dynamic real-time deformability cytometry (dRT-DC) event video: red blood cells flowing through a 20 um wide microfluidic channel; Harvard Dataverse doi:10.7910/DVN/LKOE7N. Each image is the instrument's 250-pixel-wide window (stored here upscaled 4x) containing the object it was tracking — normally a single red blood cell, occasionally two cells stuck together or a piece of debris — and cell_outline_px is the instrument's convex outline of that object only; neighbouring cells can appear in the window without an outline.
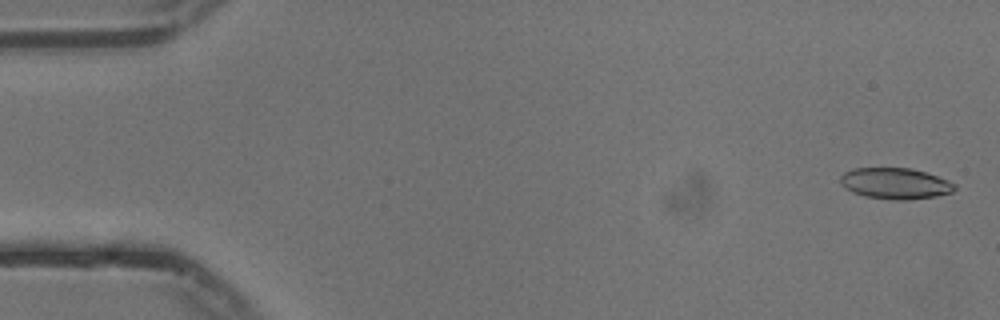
{"species": "common noctule bat (a hibernating species)", "species_latin": "Nyctalus noctula", "temperature_condition": "cold", "stored_images_in_passage": 55, "camera_frame_rate_fps": 3000, "um_per_image_px": 0.085, "animal": {"sex": "male", "body_mass_g": 13.3}, "frame": {"image": 1, "passage_image": 2, "time_ms": 0.333, "image_size_px": [1000, 320], "cell_outline_px": [[956, 188], [952, 192], [936, 196], [908, 200], [896, 200], [864, 196], [852, 192], [840, 184], [840, 176], [844, 172], [856, 168], [912, 168], [948, 180], [956, 184]], "centroid_in_image_um": [76.09, 15.6], "position_along_channel_um": 8.9, "area_um2": 20.69}}
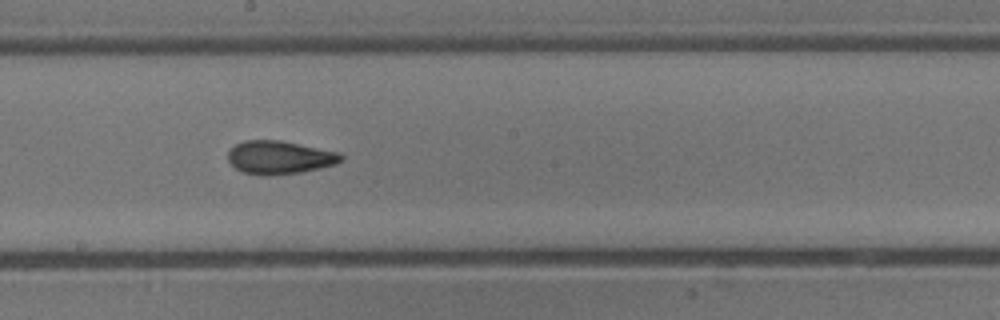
{"frame": {"image": 2, "passage_image": 30, "time_ms": 9.667, "image_size_px": [1000, 320], "cell_outline_px": [[344, 160], [336, 164], [320, 168], [300, 172], [268, 176], [264, 176], [244, 172], [236, 168], [228, 160], [228, 152], [236, 144], [244, 140], [280, 140], [340, 152], [344, 156]], "centroid_in_image_um": [23.8, 13.38], "position_along_channel_um": 224.4, "area_um2": 21.96}}
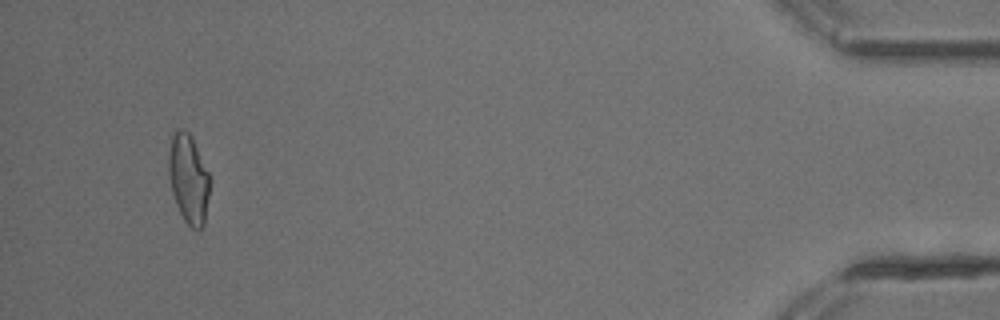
{"frame": {"image": 3, "passage_image": 52, "time_ms": 17.0, "image_size_px": [1000, 320], "cell_outline_px": [[208, 196], [204, 224], [200, 232], [196, 232], [184, 220], [176, 204], [172, 192], [168, 172], [168, 156], [172, 132], [176, 128], [184, 128], [192, 136], [208, 172]], "centroid_in_image_um": [16.0, 15.18], "position_along_channel_um": 419.2, "area_um2": 21.44}, "authors_computed_cell_mechanics": {"area_um2": 21.3282, "velocity_mm_per_s": 3.7605, "shape_relaxation_time_tau1_ms": 10.0345, "shape_relaxation_time_tau2_ms": 2.2534, "deformation_change_tau1": 0.2391, "deformation_change_tau2": 0.0824}}